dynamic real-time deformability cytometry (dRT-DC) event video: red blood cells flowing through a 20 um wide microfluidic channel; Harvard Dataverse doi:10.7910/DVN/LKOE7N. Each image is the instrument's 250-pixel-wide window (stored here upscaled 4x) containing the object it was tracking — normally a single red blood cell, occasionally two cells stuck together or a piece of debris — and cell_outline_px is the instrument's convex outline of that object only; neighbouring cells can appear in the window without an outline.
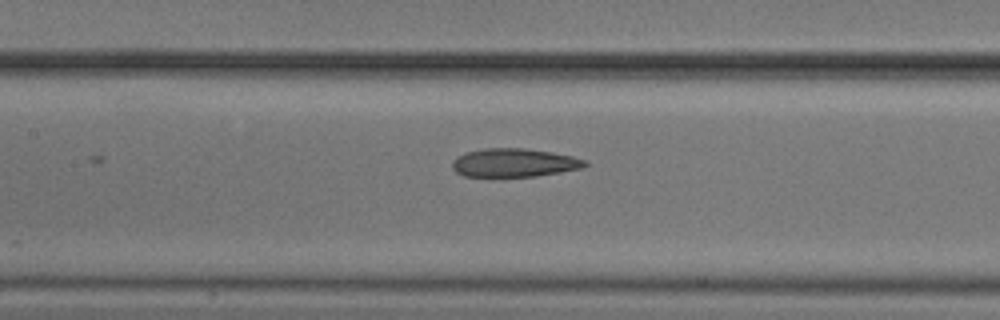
{"species": "common noctule bat (a hibernating species)", "species_latin": "Nyctalus noctula", "temperature_condition": "cold", "stored_images_in_passage": 7, "camera_frame_rate_fps": 3000, "um_per_image_px": 0.085, "animal": {"sex": "male", "body_mass_g": 20.5, "forearm_length_mm": 52.5}, "frame": {"image": 1, "passage_image": 7, "time_ms": 8.0, "image_size_px": [1000, 320], "cell_outline_px": [[588, 164], [584, 168], [536, 176], [464, 176], [456, 172], [452, 168], [452, 160], [456, 156], [468, 152], [484, 148], [524, 148], [552, 152], [572, 156], [584, 160]], "centroid_in_image_um": [43.69, 13.83], "position_along_channel_um": 163.7, "area_um2": 21.96}}